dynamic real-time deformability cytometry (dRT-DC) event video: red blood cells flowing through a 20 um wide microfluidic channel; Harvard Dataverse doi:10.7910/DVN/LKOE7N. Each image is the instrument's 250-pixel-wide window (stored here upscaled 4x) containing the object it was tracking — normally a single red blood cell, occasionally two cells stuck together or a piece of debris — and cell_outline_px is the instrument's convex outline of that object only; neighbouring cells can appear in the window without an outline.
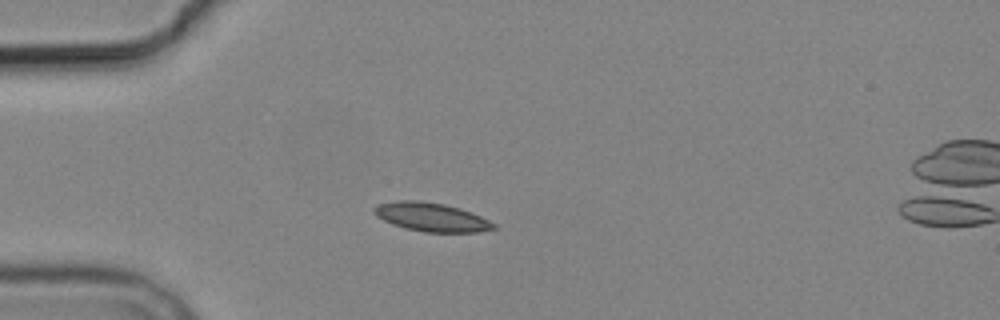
{"species": "common noctule bat (a hibernating species)", "species_latin": "Nyctalus noctula", "temperature_condition": "cold", "stored_images_in_passage": 4, "camera_frame_rate_fps": 3000, "um_per_image_px": 0.085, "animal": {"sex": "male", "body_mass_g": 19.2, "forearm_length_mm": 51.8}, "frame": {"image": 1, "passage_image": 3, "time_ms": 3.0, "image_size_px": [1000, 320], "cell_outline_px": [[496, 228], [476, 232], [424, 232], [392, 224], [376, 216], [372, 212], [372, 208], [376, 204], [400, 200], [416, 200], [444, 204], [460, 208], [472, 212], [496, 224]], "centroid_in_image_um": [36.64, 18.44], "position_along_channel_um": 48.4, "area_um2": 19.94}}